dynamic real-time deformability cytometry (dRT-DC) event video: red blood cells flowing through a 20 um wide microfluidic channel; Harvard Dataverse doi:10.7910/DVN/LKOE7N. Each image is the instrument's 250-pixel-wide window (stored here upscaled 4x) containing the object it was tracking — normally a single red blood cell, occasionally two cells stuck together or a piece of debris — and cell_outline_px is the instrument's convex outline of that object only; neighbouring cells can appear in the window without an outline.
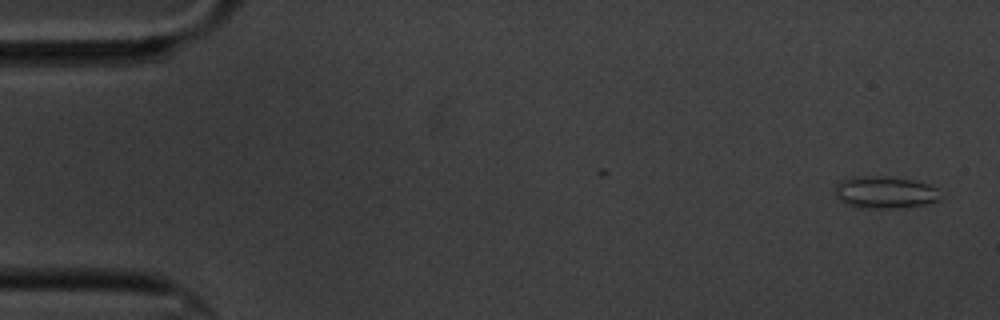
{"species": "common noctule bat (a hibernating species)", "species_latin": "Nyctalus noctula", "temperature_condition": "cold", "stored_images_in_passage": 5, "camera_frame_rate_fps": 3000, "um_per_image_px": 0.085, "animal": {"sex": "male", "body_mass_g": 20.1, "forearm_length_mm": 53.5}, "frame": {"image": 1, "passage_image": 1, "time_ms": 0.0, "image_size_px": [1000, 320], "cell_outline_px": [[940, 200], [928, 204], [904, 208], [856, 208], [844, 204], [836, 196], [832, 188], [840, 180], [852, 176], [888, 176], [912, 180], [928, 184], [936, 188]], "centroid_in_image_um": [75.15, 16.36], "position_along_channel_um": 9.9, "area_um2": 20.23}}